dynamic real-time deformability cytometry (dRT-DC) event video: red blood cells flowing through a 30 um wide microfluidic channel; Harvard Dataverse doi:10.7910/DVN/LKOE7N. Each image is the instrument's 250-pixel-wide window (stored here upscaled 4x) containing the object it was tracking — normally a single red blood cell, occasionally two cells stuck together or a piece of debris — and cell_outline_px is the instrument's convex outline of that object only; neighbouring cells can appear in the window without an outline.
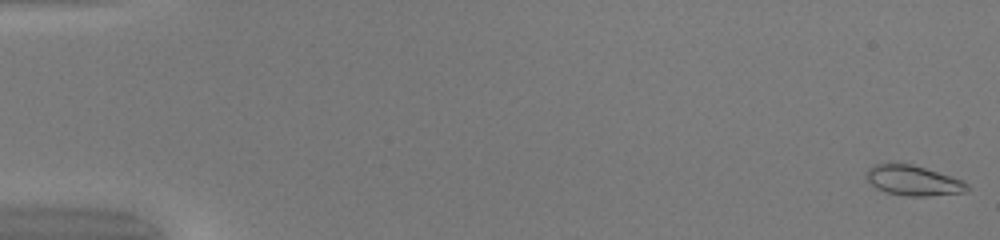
{"species": "common noctule bat (a hibernating species)", "species_latin": "Nyctalus noctula", "temperature_condition": "warm", "stored_images_in_passage": 50, "camera_frame_rate_fps": 3000, "um_per_image_px": 0.085, "animal": {"sex": "female", "body_mass_g": 20.0, "forearm_length_mm": 54.0}, "frame": {"image": 1, "passage_image": 1, "time_ms": 0.0, "image_size_px": [1000, 240], "cell_outline_px": [[972, 188], [968, 192], [928, 196], [908, 196], [884, 192], [876, 188], [864, 176], [868, 168], [872, 164], [912, 164], [964, 180]], "centroid_in_image_um": [77.66, 15.36], "position_along_channel_um": 7.3, "area_um2": 17.86}}
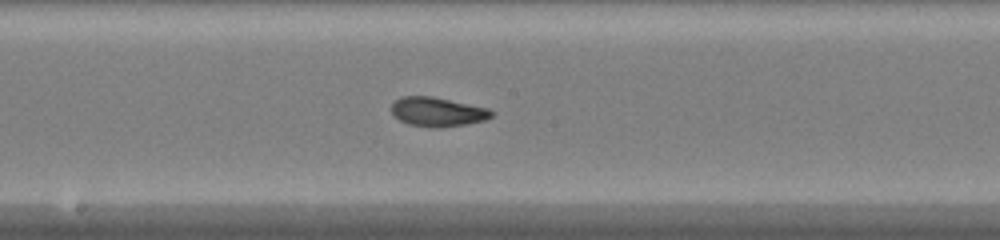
{"frame": {"image": 2, "passage_image": 28, "time_ms": 9.0, "image_size_px": [1000, 240], "cell_outline_px": [[496, 112], [492, 116], [484, 120], [468, 124], [440, 128], [428, 128], [408, 124], [400, 120], [392, 112], [392, 104], [400, 96], [432, 96], [488, 108]], "centroid_in_image_um": [37.21, 9.52], "position_along_channel_um": 211.0, "area_um2": 17.17}}
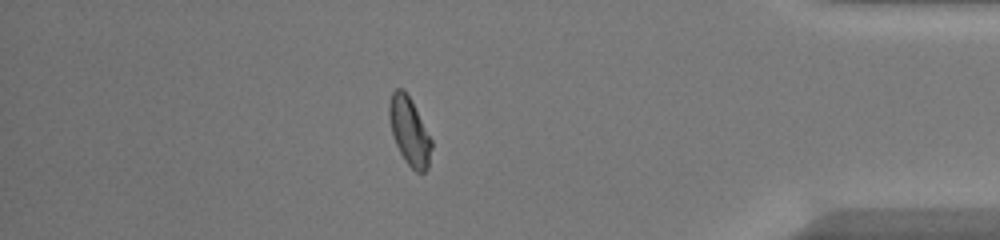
{"frame": {"image": 3, "passage_image": 44, "time_ms": 14.333, "image_size_px": [1000, 240], "cell_outline_px": [[432, 148], [428, 168], [424, 172], [416, 172], [404, 160], [396, 144], [392, 132], [388, 116], [388, 104], [392, 92], [396, 88], [404, 88], [412, 100], [432, 140]], "centroid_in_image_um": [34.8, 11.13], "position_along_channel_um": 400.4, "area_um2": 16.88}, "authors_computed_cell_mechanics": {"area_um2": 16.9354, "velocity_mm_per_s": 4.189, "shape_relaxation_time_tau1_ms": 4.3012, "shape_relaxation_time_tau2_ms": 1.1266, "deformation_change_tau1": 0.1761, "deformation_change_tau2": 0.0597}}